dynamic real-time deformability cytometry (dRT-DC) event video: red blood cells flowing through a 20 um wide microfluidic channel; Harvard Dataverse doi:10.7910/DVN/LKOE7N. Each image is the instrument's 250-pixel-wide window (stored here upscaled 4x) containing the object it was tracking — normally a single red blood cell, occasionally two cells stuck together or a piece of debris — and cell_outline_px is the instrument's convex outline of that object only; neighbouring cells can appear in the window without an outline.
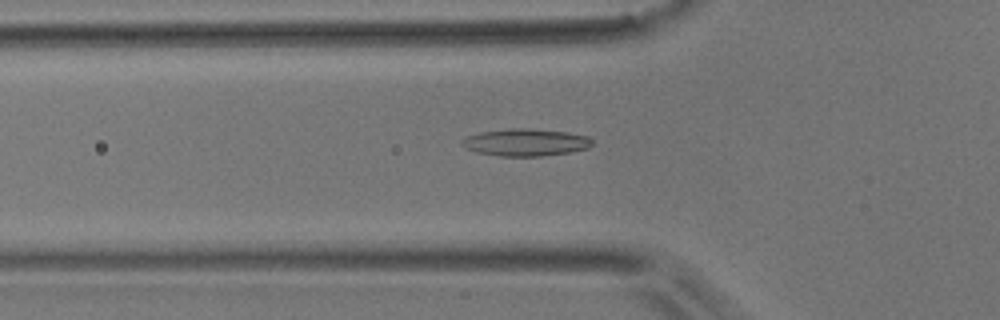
{"species": "common noctule bat (a hibernating species)", "species_latin": "Nyctalus noctula", "temperature_condition": "room temperature", "stored_images_in_passage": 50, "camera_frame_rate_fps": 3000, "um_per_image_px": 0.085, "animal": {"sex": "male", "body_mass_g": 17.9}, "frame": {"image": 1, "passage_image": 17, "time_ms": 5.333, "image_size_px": [1000, 320], "cell_outline_px": [[592, 144], [588, 148], [572, 152], [540, 156], [500, 156], [476, 152], [460, 144], [460, 140], [468, 136], [480, 132], [508, 128], [528, 128], [564, 132], [588, 136], [592, 140]], "centroid_in_image_um": [44.67, 12.1], "position_along_channel_um": 81.1, "area_um2": 20.63}}
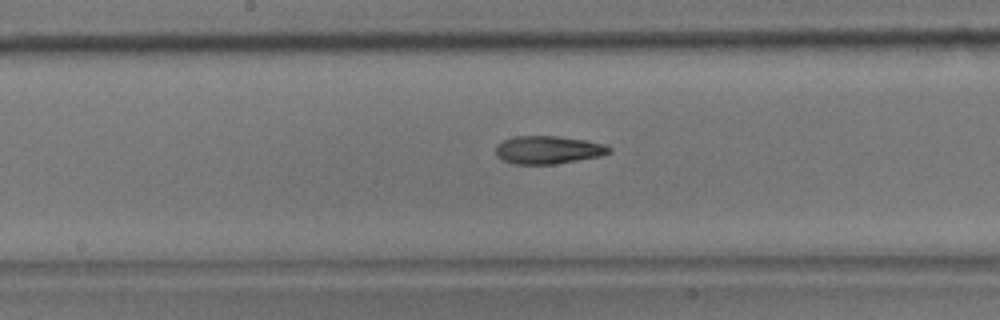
{"frame": {"image": 2, "passage_image": 26, "time_ms": 8.333, "image_size_px": [1000, 320], "cell_outline_px": [[612, 152], [600, 156], [556, 164], [512, 164], [496, 156], [496, 144], [504, 140], [516, 136], [560, 136], [584, 140], [604, 144], [612, 148]], "centroid_in_image_um": [46.59, 12.74], "position_along_channel_um": 201.6, "area_um2": 18.55}}
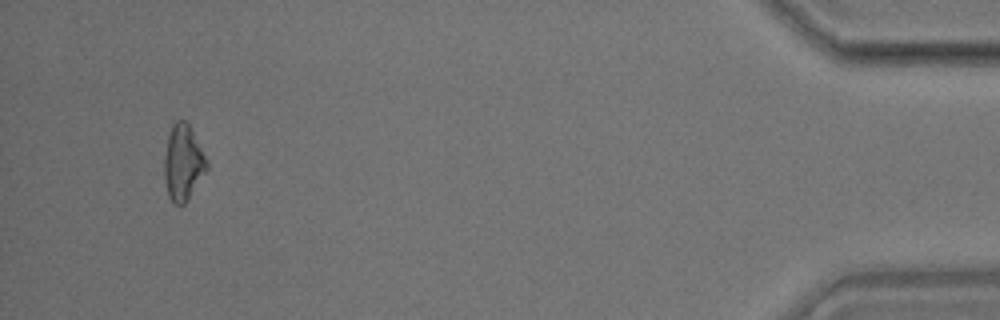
{"frame": {"image": 3, "passage_image": 48, "time_ms": 15.667, "image_size_px": [1000, 320], "cell_outline_px": [[208, 168], [188, 200], [184, 204], [172, 204], [168, 196], [164, 180], [164, 156], [168, 136], [172, 124], [176, 120], [184, 120], [188, 124], [208, 164]], "centroid_in_image_um": [15.53, 13.87], "position_along_channel_um": 419.7, "area_um2": 18.55}, "authors_computed_cell_mechanics": {"area_um2": 18.6405, "velocity_mm_per_s": 3.9822, "shape_relaxation_time_tau1_ms": null, "shape_relaxation_time_tau2_ms": 4.791, "deformation_change_tau1": null, "deformation_change_tau2": 0.1413}}